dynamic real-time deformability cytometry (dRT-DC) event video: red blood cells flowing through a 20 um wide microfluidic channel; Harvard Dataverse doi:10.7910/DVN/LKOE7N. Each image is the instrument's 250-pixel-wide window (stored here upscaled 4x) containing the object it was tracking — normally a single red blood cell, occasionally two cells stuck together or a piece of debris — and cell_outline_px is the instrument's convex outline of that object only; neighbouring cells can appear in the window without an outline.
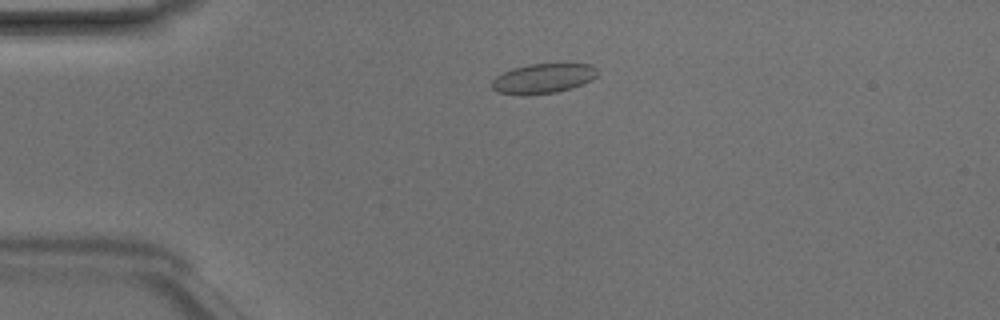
{"species": "Egyptian fruit bat (a non-hibernating species)", "species_latin": "Rousettus aegyptiacus", "temperature_condition": "room temperature", "stored_images_in_passage": 4, "camera_frame_rate_fps": 3000, "um_per_image_px": 0.085, "animal": {"sex": "male"}, "frame": {"image": 1, "passage_image": 3, "time_ms": 0.667, "image_size_px": [1000, 320], "cell_outline_px": [[600, 72], [592, 80], [572, 88], [556, 92], [496, 92], [492, 88], [492, 80], [496, 76], [512, 68], [528, 64], [592, 64]], "centroid_in_image_um": [46.24, 6.62], "position_along_channel_um": 38.8, "area_um2": 17.69}}